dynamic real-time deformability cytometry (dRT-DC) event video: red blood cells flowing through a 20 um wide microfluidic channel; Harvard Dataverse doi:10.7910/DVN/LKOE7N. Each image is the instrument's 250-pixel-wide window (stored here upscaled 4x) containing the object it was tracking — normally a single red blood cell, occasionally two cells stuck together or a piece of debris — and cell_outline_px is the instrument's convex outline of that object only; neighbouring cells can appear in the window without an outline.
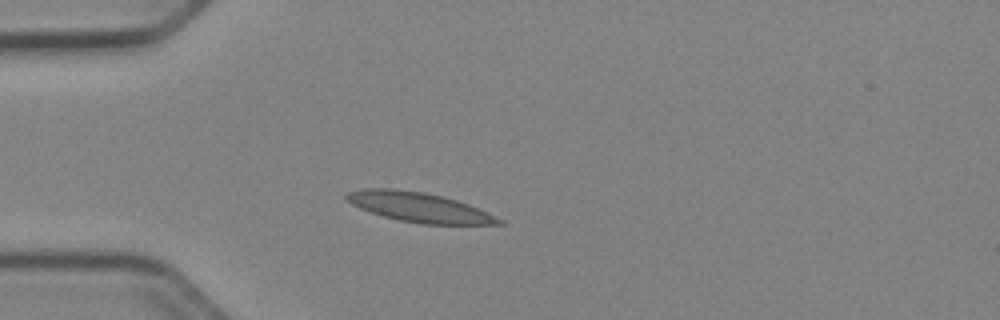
{"species": "Egyptian fruit bat (a non-hibernating species)", "species_latin": "Rousettus aegyptiacus", "temperature_condition": "cold", "stored_images_in_passage": 38, "camera_frame_rate_fps": 3000, "um_per_image_px": 0.085, "animal": {"sex": "female"}, "frame": {"image": 1, "passage_image": 1, "time_ms": 0.0, "image_size_px": [1000, 320], "cell_outline_px": [[504, 224], [420, 224], [400, 220], [384, 216], [360, 208], [352, 204], [344, 196], [348, 192], [360, 188], [392, 188], [424, 192], [456, 200], [468, 204], [504, 220]], "centroid_in_image_um": [35.6, 17.61], "position_along_channel_um": 49.4, "area_um2": 26.01}}
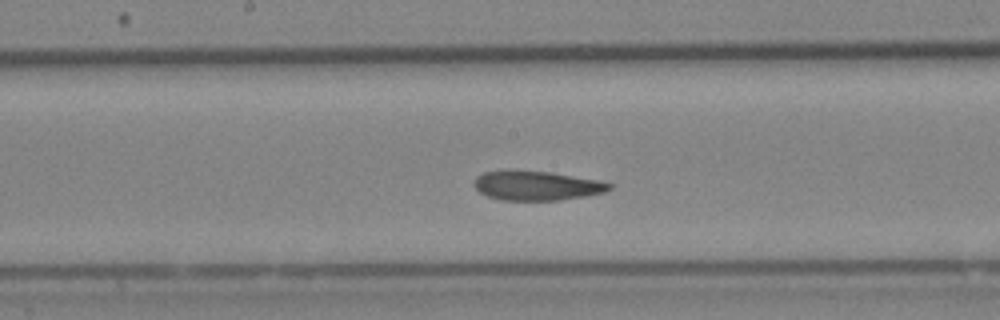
{"frame": {"image": 2, "passage_image": 14, "time_ms": 4.333, "image_size_px": [1000, 320], "cell_outline_px": [[612, 188], [604, 192], [584, 196], [560, 200], [500, 200], [488, 196], [480, 192], [472, 184], [476, 176], [484, 172], [504, 168], [512, 168], [552, 172], [604, 180], [612, 184]], "centroid_in_image_um": [45.6, 15.73], "position_along_channel_um": 202.6, "area_um2": 23.99}}
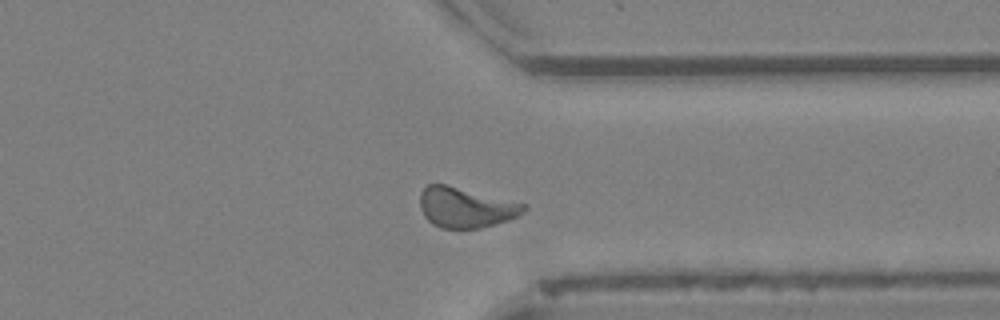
{"frame": {"image": 3, "passage_image": 27, "time_ms": 8.667, "image_size_px": [1000, 320], "cell_outline_px": [[528, 208], [520, 216], [508, 220], [480, 228], [440, 228], [432, 224], [424, 216], [420, 208], [420, 192], [428, 184], [444, 184], [528, 204]], "centroid_in_image_um": [39.6, 17.64], "position_along_channel_um": 371.8, "area_um2": 24.39}, "authors_computed_cell_mechanics": {"area_um2": 23.8714, "velocity_mm_per_s": 3.9088, "shape_relaxation_time_tau1_ms": 5.0951, "shape_relaxation_time_tau2_ms": 1.9271, "deformation_change_tau1": 0.1422, "deformation_change_tau2": 0.0901}}